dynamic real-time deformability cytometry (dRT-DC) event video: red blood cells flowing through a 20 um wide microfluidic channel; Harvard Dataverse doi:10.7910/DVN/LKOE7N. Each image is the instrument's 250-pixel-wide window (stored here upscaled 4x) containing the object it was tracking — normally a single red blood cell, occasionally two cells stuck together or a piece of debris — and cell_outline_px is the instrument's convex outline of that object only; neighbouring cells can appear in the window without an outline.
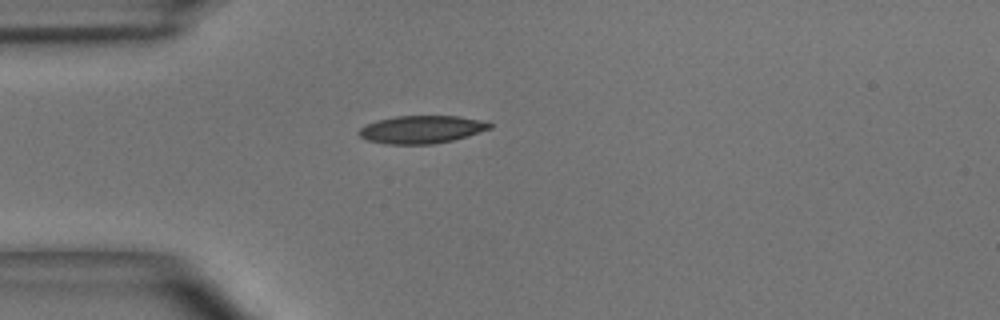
{"species": "common noctule bat (a hibernating species)", "species_latin": "Nyctalus noctula", "temperature_condition": "room temperature", "stored_images_in_passage": 33, "camera_frame_rate_fps": 3000, "um_per_image_px": 0.085, "animal": {"sex": "male", "body_mass_g": 15.6}, "frame": {"image": 1, "passage_image": 1, "time_ms": 0.0, "image_size_px": [1000, 320], "cell_outline_px": [[492, 128], [468, 136], [452, 140], [432, 144], [384, 144], [368, 140], [360, 136], [356, 132], [360, 128], [376, 120], [396, 116], [460, 116], [480, 120], [492, 124]], "centroid_in_image_um": [35.82, 11.0], "position_along_channel_um": 49.2, "area_um2": 21.15}}
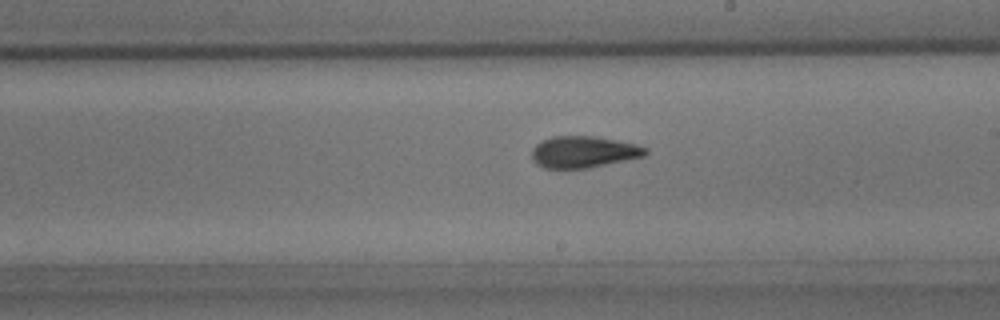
{"frame": {"image": 2, "passage_image": 16, "time_ms": 5.0, "image_size_px": [1000, 320], "cell_outline_px": [[648, 152], [644, 156], [588, 168], [544, 168], [536, 164], [532, 160], [532, 148], [536, 144], [552, 136], [596, 136], [636, 144], [648, 148]], "centroid_in_image_um": [49.59, 12.91], "position_along_channel_um": 239.4, "area_um2": 20.92}}
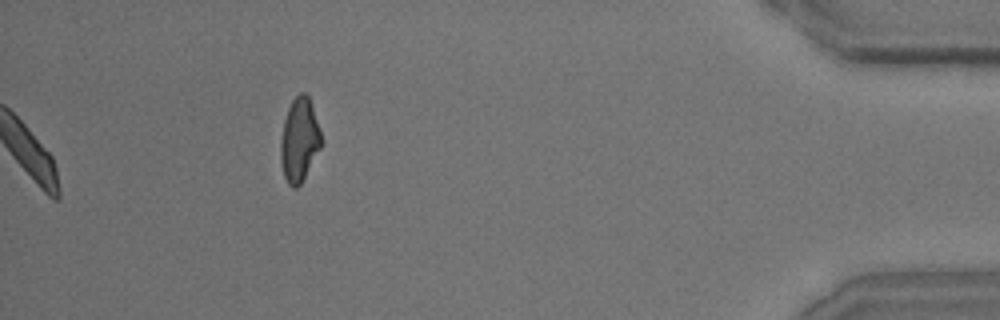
{"frame": {"image": 3, "passage_image": 33, "time_ms": 10.667, "image_size_px": [1000, 320], "cell_outline_px": [[324, 144], [300, 184], [296, 188], [292, 188], [288, 184], [284, 176], [280, 160], [280, 144], [284, 120], [288, 108], [292, 100], [300, 92], [304, 92], [308, 96], [324, 140]], "centroid_in_image_um": [25.46, 11.91], "position_along_channel_um": 409.7, "area_um2": 20.0}, "authors_computed_cell_mechanics": {"area_um2": 20.6924, "velocity_mm_per_s": 4.0025, "shape_relaxation_time_tau1_ms": 4.0522, "shape_relaxation_time_tau2_ms": 2.0403, "deformation_change_tau1": 0.1462, "deformation_change_tau2": 0.0881}}